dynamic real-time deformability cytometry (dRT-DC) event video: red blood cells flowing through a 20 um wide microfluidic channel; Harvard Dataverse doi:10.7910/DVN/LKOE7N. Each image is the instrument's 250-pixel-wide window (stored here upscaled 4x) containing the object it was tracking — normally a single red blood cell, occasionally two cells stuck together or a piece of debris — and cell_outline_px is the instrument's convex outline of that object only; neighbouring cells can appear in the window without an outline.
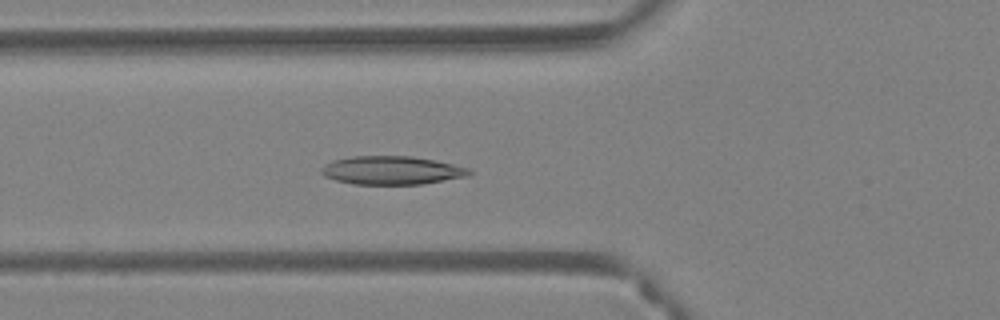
{"species": "Egyptian fruit bat (a non-hibernating species)", "species_latin": "Rousettus aegyptiacus", "temperature_condition": "warm", "stored_images_in_passage": 52, "camera_frame_rate_fps": 3000, "um_per_image_px": 0.085, "animal": {"sex": "female"}, "frame": {"image": 1, "passage_image": 20, "time_ms": 6.333, "image_size_px": [1000, 320], "cell_outline_px": [[472, 172], [468, 176], [424, 184], [352, 184], [336, 180], [324, 176], [320, 172], [320, 168], [324, 164], [332, 160], [352, 156], [412, 156], [472, 168]], "centroid_in_image_um": [33.28, 14.48], "position_along_channel_um": 92.5, "area_um2": 24.62}}
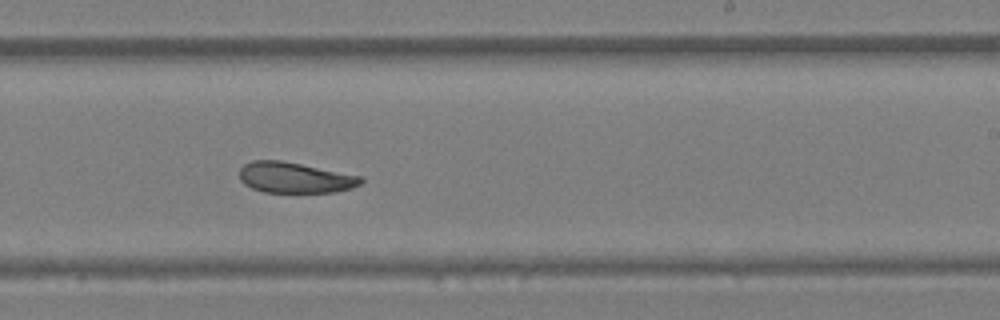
{"frame": {"image": 2, "passage_image": 33, "time_ms": 10.667, "image_size_px": [1000, 320], "cell_outline_px": [[364, 180], [360, 184], [352, 188], [336, 192], [264, 192], [252, 188], [244, 184], [240, 180], [240, 168], [244, 164], [252, 160], [280, 160], [364, 176]], "centroid_in_image_um": [25.08, 15.09], "position_along_channel_um": 263.9, "area_um2": 21.85}}
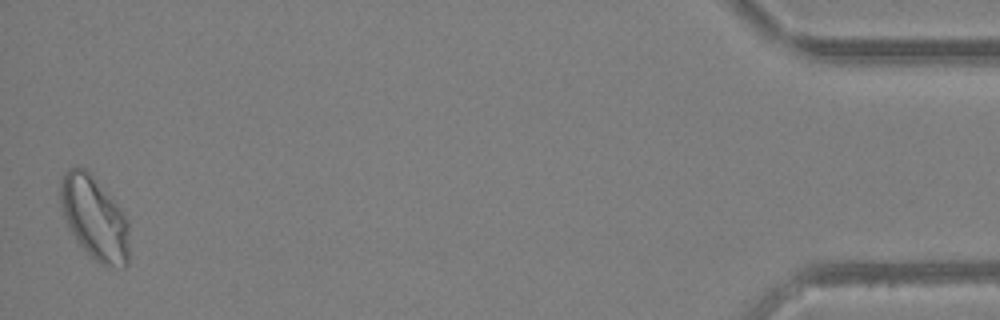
{"frame": {"image": 3, "passage_image": 52, "time_ms": 17.0, "image_size_px": [1000, 320], "cell_outline_px": [[128, 264], [124, 268], [100, 264], [76, 240], [68, 228], [60, 208], [60, 180], [64, 172], [68, 168], [76, 164], [84, 168], [92, 176], [116, 204], [128, 220]], "centroid_in_image_um": [7.99, 18.51], "position_along_channel_um": 427.2, "area_um2": 33.18}}